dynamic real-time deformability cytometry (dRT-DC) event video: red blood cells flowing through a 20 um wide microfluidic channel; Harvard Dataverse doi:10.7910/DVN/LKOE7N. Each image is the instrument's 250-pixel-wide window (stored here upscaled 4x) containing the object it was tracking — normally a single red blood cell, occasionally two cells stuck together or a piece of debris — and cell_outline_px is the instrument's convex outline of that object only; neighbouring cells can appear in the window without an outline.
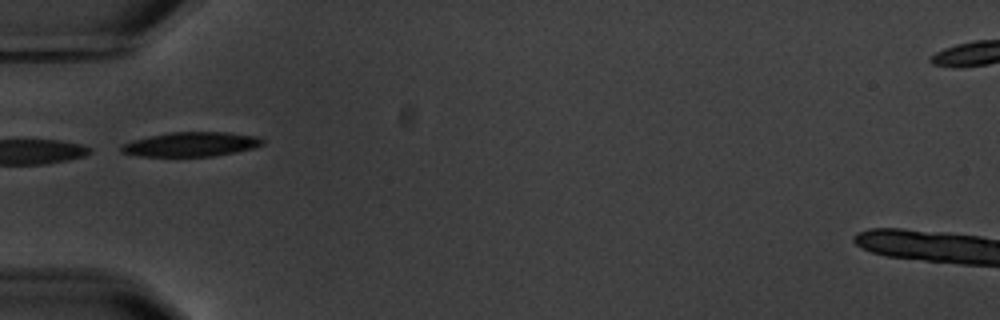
{"species": "common noctule bat (a hibernating species)", "species_latin": "Nyctalus noctula", "temperature_condition": "warm", "stored_images_in_passage": 6, "camera_frame_rate_fps": 3000, "um_per_image_px": 0.085, "animal": {"sex": "male", "body_mass_g": 20.1, "forearm_length_mm": 53.5}, "frame": {"image": 1, "passage_image": 5, "time_ms": 6.0, "image_size_px": [1000, 320], "cell_outline_px": [[264, 144], [252, 148], [236, 152], [212, 156], [136, 156], [120, 152], [120, 144], [132, 140], [168, 132], [228, 132], [260, 136], [264, 140]], "centroid_in_image_um": [16.23, 12.26], "position_along_channel_um": 68.8, "area_um2": 20.29}}
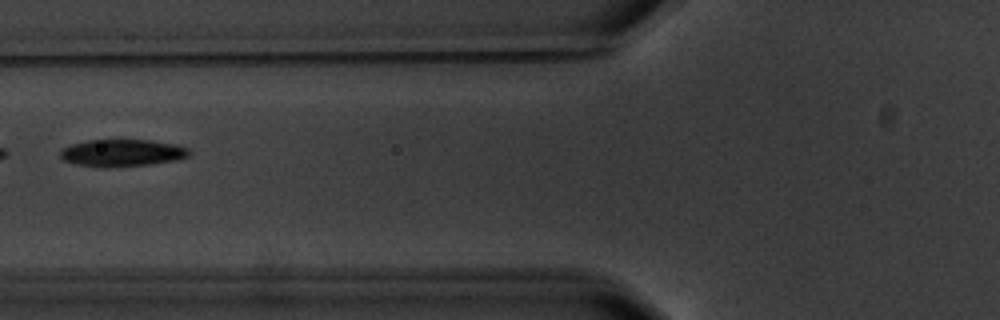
{"frame": {"image": 2, "passage_image": 6, "time_ms": 7.333, "image_size_px": [1000, 320], "cell_outline_px": [[192, 152], [188, 156], [176, 160], [148, 164], [104, 168], [76, 164], [64, 160], [60, 156], [60, 152], [64, 148], [72, 144], [88, 140], [120, 136], [152, 140], [176, 144], [188, 148]], "centroid_in_image_um": [10.4, 12.94], "position_along_channel_um": 115.4, "area_um2": 21.27}}